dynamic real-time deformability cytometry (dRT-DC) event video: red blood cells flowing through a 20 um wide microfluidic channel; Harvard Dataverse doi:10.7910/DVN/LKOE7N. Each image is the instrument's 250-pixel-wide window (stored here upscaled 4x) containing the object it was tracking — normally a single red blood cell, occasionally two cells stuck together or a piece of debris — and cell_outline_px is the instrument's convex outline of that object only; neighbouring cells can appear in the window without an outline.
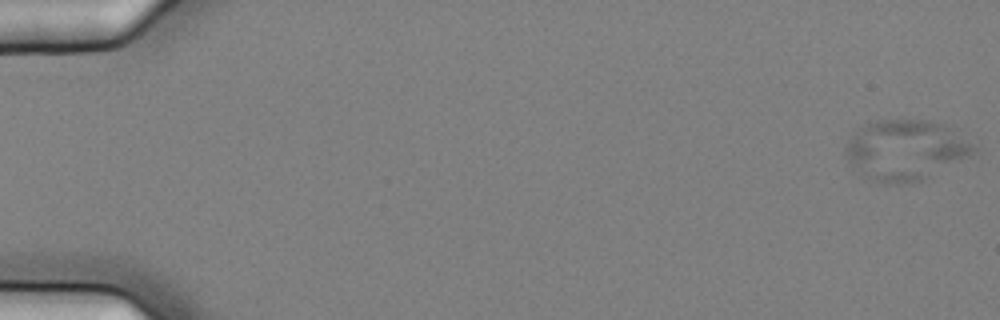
{"species": "common noctule bat (a hibernating species)", "species_latin": "Nyctalus noctula", "temperature_condition": "cold", "stored_images_in_passage": 5, "camera_frame_rate_fps": 3000, "um_per_image_px": 0.085, "animal": {"sex": "female", "body_mass_g": 25.1}, "frame": {"image": 1, "passage_image": 1, "time_ms": 0.0, "image_size_px": [1000, 320], "cell_outline_px": [[976, 148], [968, 156], [920, 180], [896, 184], [876, 184], [864, 180], [860, 176], [848, 160], [844, 152], [844, 148], [848, 140], [856, 128], [860, 124], [876, 120], [932, 120], [944, 124], [972, 144]], "centroid_in_image_um": [76.82, 12.75], "position_along_channel_um": 8.2, "area_um2": 45.08}}
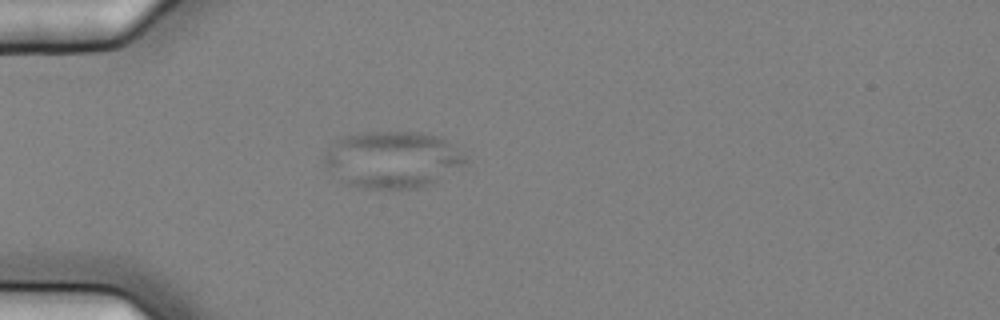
{"frame": {"image": 2, "passage_image": 5, "time_ms": 1.333, "image_size_px": [1000, 320], "cell_outline_px": [[468, 164], [420, 188], [364, 188], [348, 184], [340, 180], [324, 164], [324, 156], [336, 140], [340, 136], [364, 132], [420, 132], [440, 136], [464, 156], [468, 160]], "centroid_in_image_um": [33.35, 13.55], "position_along_channel_um": 51.7, "area_um2": 46.3}}